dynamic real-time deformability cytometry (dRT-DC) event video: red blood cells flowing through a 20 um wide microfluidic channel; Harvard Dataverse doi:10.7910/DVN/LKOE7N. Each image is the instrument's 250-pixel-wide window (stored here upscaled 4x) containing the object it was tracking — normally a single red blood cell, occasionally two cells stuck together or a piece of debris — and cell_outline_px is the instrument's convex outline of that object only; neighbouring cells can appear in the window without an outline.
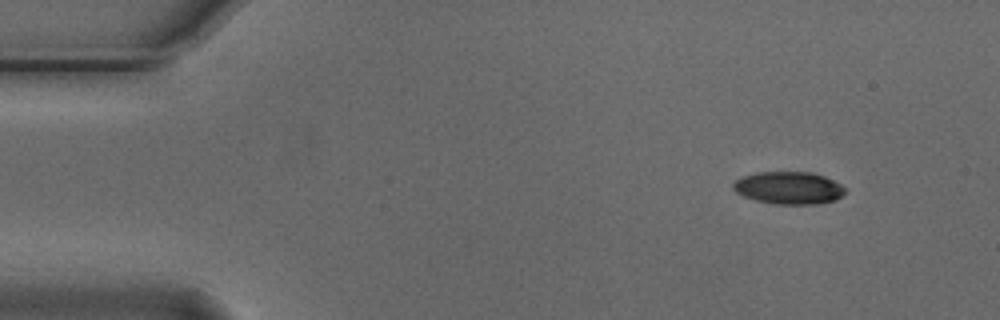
{"species": "Egyptian fruit bat (a non-hibernating species)", "species_latin": "Rousettus aegyptiacus", "temperature_condition": "cold", "stored_images_in_passage": 4, "camera_frame_rate_fps": 3000, "um_per_image_px": 0.085, "animal": {"sex": "male"}, "frame": {"image": 1, "passage_image": 1, "time_ms": 0.0, "image_size_px": [1000, 320], "cell_outline_px": [[848, 192], [836, 200], [816, 204], [772, 204], [756, 200], [744, 196], [736, 192], [732, 188], [732, 184], [740, 176], [756, 172], [812, 172], [824, 176], [840, 184]], "centroid_in_image_um": [67.04, 15.97], "position_along_channel_um": 18.0, "area_um2": 21.39}}
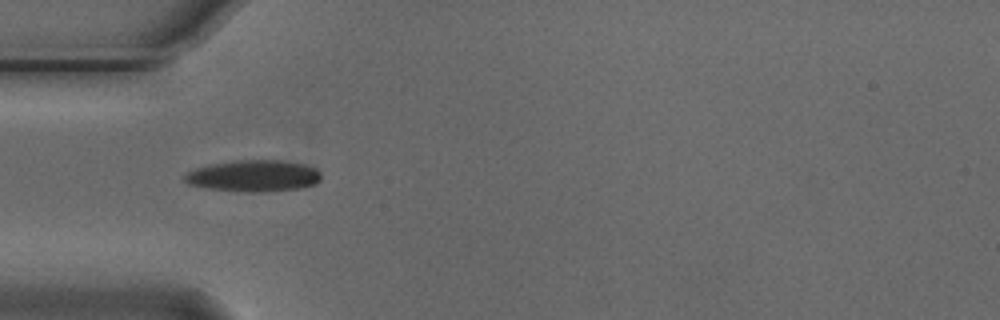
{"frame": {"image": 2, "passage_image": 4, "time_ms": 1.0, "image_size_px": [1000, 320], "cell_outline_px": [[320, 180], [316, 184], [300, 188], [264, 192], [244, 192], [208, 188], [188, 184], [184, 180], [184, 176], [188, 172], [196, 168], [208, 164], [236, 160], [280, 160], [304, 164], [316, 168], [320, 172]], "centroid_in_image_um": [21.57, 14.95], "position_along_channel_um": 63.4, "area_um2": 25.2}}